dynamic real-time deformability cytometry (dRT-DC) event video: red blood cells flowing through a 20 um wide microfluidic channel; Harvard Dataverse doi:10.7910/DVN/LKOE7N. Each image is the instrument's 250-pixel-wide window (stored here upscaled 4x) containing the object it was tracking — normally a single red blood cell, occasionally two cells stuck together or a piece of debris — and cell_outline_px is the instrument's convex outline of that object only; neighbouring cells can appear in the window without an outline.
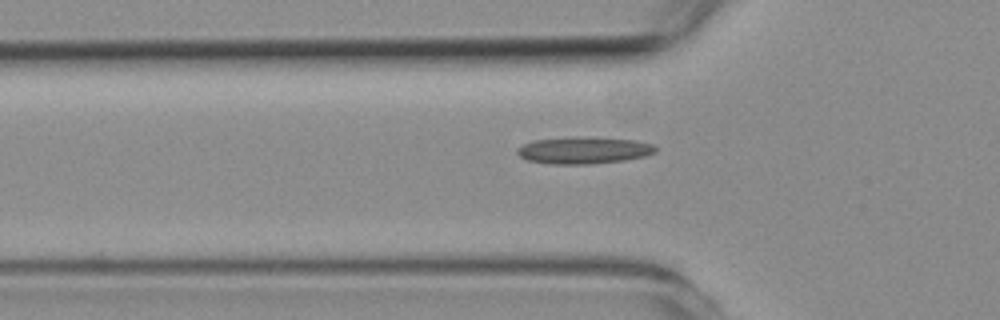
{"species": "common noctule bat (a hibernating species)", "species_latin": "Nyctalus noctula", "temperature_condition": "room temperature", "stored_images_in_passage": 34, "camera_frame_rate_fps": 3000, "um_per_image_px": 0.085, "animal": {"sex": "female", "body_mass_g": 19.3, "forearm_length_mm": 54.1}, "frame": {"image": 1, "passage_image": 6, "time_ms": 1.667, "image_size_px": [1000, 320], "cell_outline_px": [[656, 152], [644, 156], [624, 160], [588, 164], [548, 164], [528, 160], [520, 156], [516, 152], [516, 148], [532, 140], [572, 136], [636, 140], [652, 144], [656, 148]], "centroid_in_image_um": [49.57, 12.77], "position_along_channel_um": 76.2, "area_um2": 21.73}}
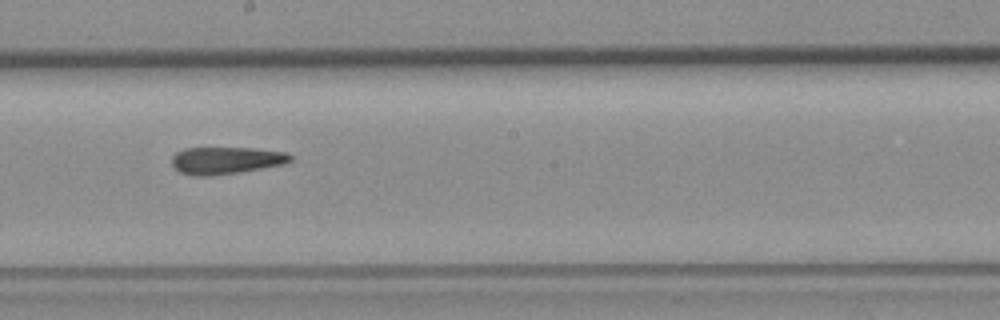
{"frame": {"image": 2, "passage_image": 18, "time_ms": 5.667, "image_size_px": [1000, 320], "cell_outline_px": [[292, 160], [288, 164], [240, 172], [212, 176], [192, 176], [180, 172], [172, 164], [172, 156], [176, 152], [184, 148], [252, 148], [288, 152], [292, 156]], "centroid_in_image_um": [19.25, 13.64], "position_along_channel_um": 228.9, "area_um2": 19.07}}
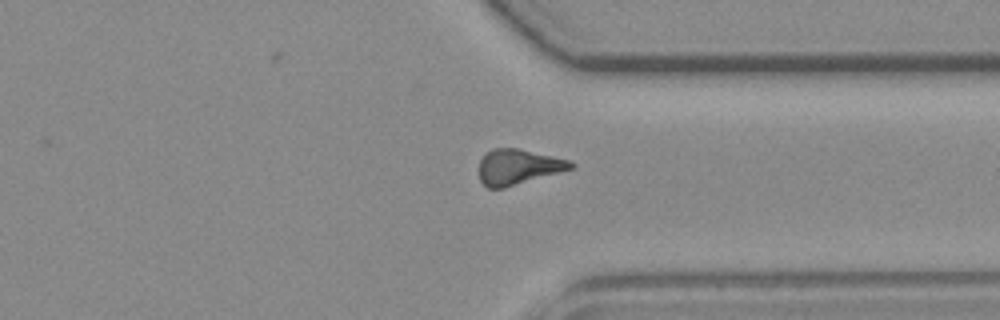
{"frame": {"image": 3, "passage_image": 29, "time_ms": 9.333, "image_size_px": [1000, 320], "cell_outline_px": [[576, 164], [572, 168], [504, 188], [488, 188], [480, 180], [480, 160], [484, 152], [492, 148], [520, 148], [568, 160]], "centroid_in_image_um": [44.0, 14.16], "position_along_channel_um": 367.4, "area_um2": 18.73}, "authors_computed_cell_mechanics": {"area_um2": 19.3052, "velocity_mm_per_s": 3.7997, "shape_relaxation_time_tau1_ms": null, "shape_relaxation_time_tau2_ms": 3.6549, "deformation_change_tau1": null, "deformation_change_tau2": 0.1228}}